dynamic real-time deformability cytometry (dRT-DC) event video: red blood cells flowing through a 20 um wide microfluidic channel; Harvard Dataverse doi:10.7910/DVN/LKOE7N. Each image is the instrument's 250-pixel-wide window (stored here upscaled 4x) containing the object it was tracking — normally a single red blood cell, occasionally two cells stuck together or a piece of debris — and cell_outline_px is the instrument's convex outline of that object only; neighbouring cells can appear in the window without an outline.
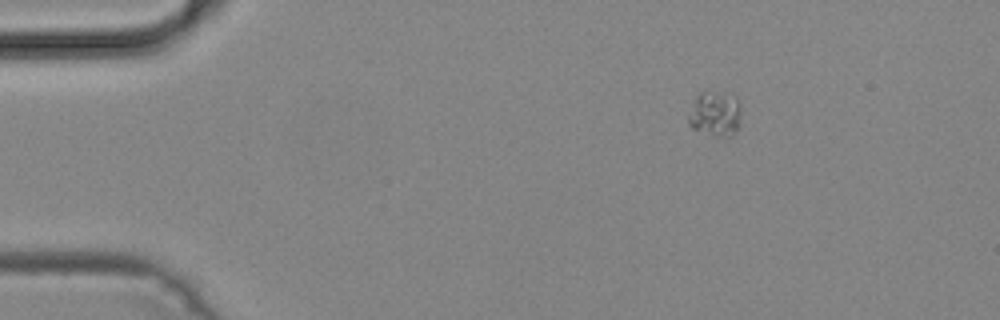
{"species": "common noctule bat (a hibernating species)", "species_latin": "Nyctalus noctula", "temperature_condition": "cold", "stored_images_in_passage": 43, "camera_frame_rate_fps": 3000, "um_per_image_px": 0.085, "animal": {"sex": "male", "body_mass_g": 19.2, "forearm_length_mm": 51.8}, "frame": {"image": 1, "passage_image": 1, "time_ms": 0.0, "image_size_px": [1000, 320], "cell_outline_px": [[740, 112], [736, 132], [732, 136], [724, 140], [692, 128], [688, 124], [688, 116], [696, 96], [704, 88], [724, 92], [736, 96], [740, 104]], "centroid_in_image_um": [60.79, 9.66], "position_along_channel_um": 24.2, "area_um2": 14.51}}
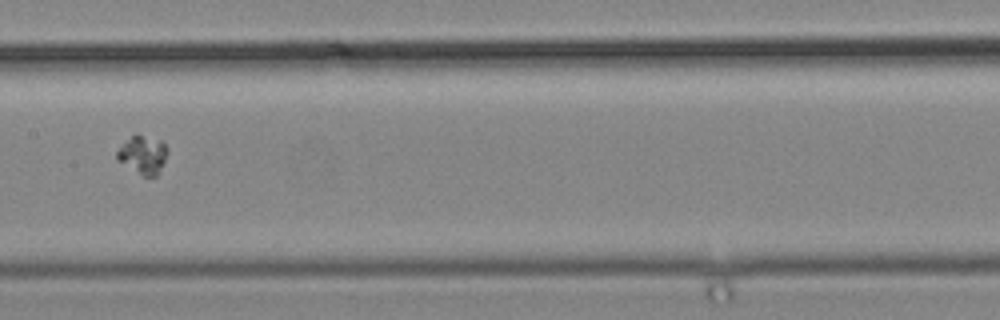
{"frame": {"image": 2, "passage_image": 19, "time_ms": 6.0, "image_size_px": [1000, 320], "cell_outline_px": [[168, 152], [156, 176], [144, 176], [116, 160], [116, 152], [136, 132], [160, 140], [168, 148]], "centroid_in_image_um": [12.14, 13.13], "position_along_channel_um": 195.3, "area_um2": 11.04}}
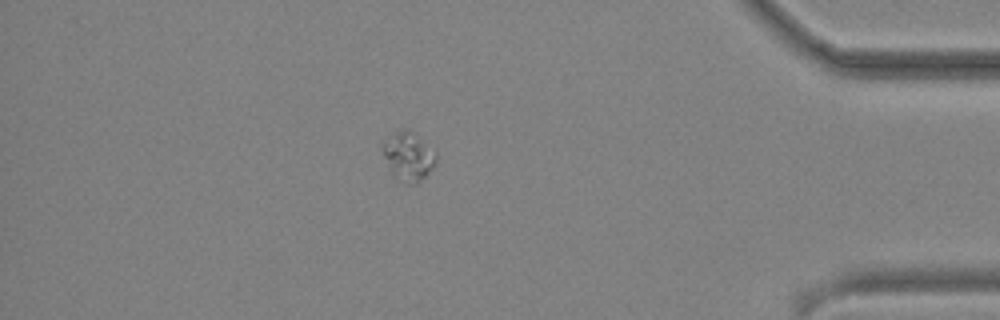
{"frame": {"image": 3, "passage_image": 37, "time_ms": 12.0, "image_size_px": [1000, 320], "cell_outline_px": [[436, 160], [432, 168], [416, 184], [408, 184], [392, 176], [388, 168], [380, 144], [404, 128], [408, 128], [436, 152]], "centroid_in_image_um": [34.69, 13.31], "position_along_channel_um": 400.5, "area_um2": 14.91}}